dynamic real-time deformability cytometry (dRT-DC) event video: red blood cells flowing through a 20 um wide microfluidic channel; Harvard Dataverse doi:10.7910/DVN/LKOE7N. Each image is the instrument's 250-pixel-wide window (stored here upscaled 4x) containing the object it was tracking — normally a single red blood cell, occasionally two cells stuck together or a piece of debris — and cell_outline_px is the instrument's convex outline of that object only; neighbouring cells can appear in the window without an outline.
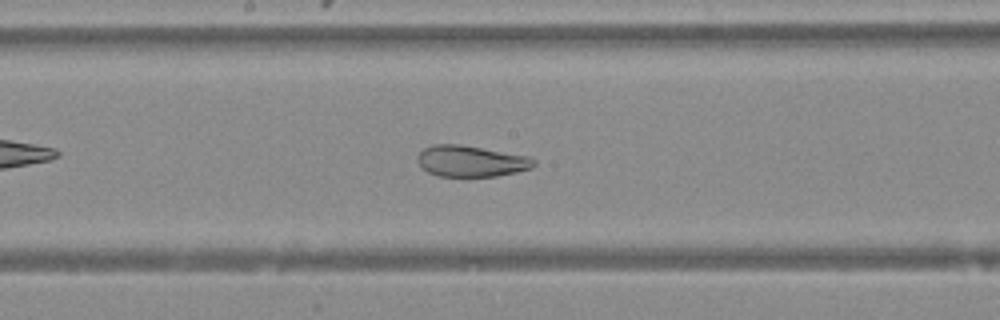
{"species": "Egyptian fruit bat (a non-hibernating species)", "species_latin": "Rousettus aegyptiacus", "temperature_condition": "warm", "stored_images_in_passage": 44, "camera_frame_rate_fps": 3000, "um_per_image_px": 0.085, "animal": {"sex": "female"}, "frame": {"image": 1, "passage_image": 20, "time_ms": 6.333, "image_size_px": [1000, 320], "cell_outline_px": [[536, 164], [532, 168], [516, 172], [496, 176], [440, 176], [428, 172], [420, 164], [416, 156], [424, 148], [432, 144], [460, 144], [532, 156], [536, 160]], "centroid_in_image_um": [40.09, 13.68], "position_along_channel_um": 208.1, "area_um2": 21.27}}
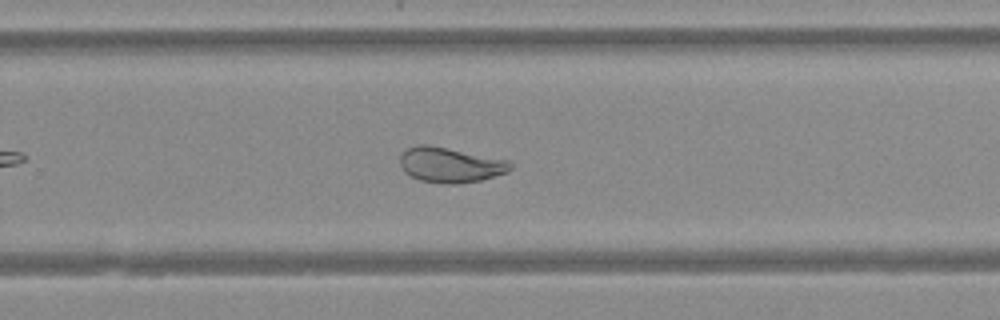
{"frame": {"image": 2, "passage_image": 26, "time_ms": 8.333, "image_size_px": [1000, 320], "cell_outline_px": [[512, 168], [508, 172], [480, 180], [456, 184], [444, 184], [420, 180], [404, 172], [400, 164], [400, 156], [408, 148], [416, 144], [428, 144], [508, 160], [512, 164]], "centroid_in_image_um": [38.26, 14.01], "position_along_channel_um": 291.5, "area_um2": 22.54}}
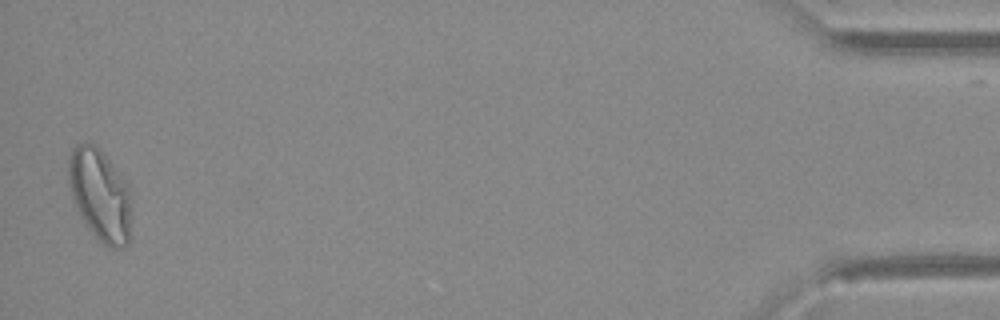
{"frame": {"image": 3, "passage_image": 42, "time_ms": 13.667, "image_size_px": [1000, 320], "cell_outline_px": [[128, 244], [124, 248], [108, 248], [88, 228], [80, 216], [72, 196], [68, 184], [68, 160], [72, 148], [76, 144], [84, 140], [96, 144], [100, 148], [128, 184]], "centroid_in_image_um": [8.44, 16.5], "position_along_channel_um": 426.8, "area_um2": 33.41}}